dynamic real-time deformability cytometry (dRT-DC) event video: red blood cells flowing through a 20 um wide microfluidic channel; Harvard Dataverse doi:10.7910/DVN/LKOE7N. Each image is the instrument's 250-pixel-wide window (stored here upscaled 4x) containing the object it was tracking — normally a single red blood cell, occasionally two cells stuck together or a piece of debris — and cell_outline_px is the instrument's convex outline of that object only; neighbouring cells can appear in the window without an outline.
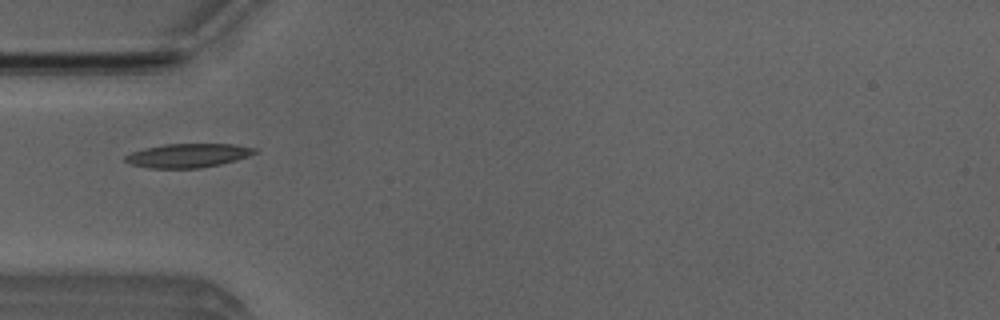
{"species": "Egyptian fruit bat (a non-hibernating species)", "species_latin": "Rousettus aegyptiacus", "temperature_condition": "room temperature", "stored_images_in_passage": 37, "camera_frame_rate_fps": 3000, "um_per_image_px": 0.085, "animal": {"sex": "male"}, "frame": {"image": 1, "passage_image": 1, "time_ms": 0.0, "image_size_px": [1000, 320], "cell_outline_px": [[260, 152], [236, 160], [220, 164], [200, 168], [148, 168], [132, 164], [124, 160], [124, 156], [132, 152], [144, 148], [164, 144], [232, 144], [256, 148]], "centroid_in_image_um": [15.99, 13.21], "position_along_channel_um": 69.0, "area_um2": 18.03}}
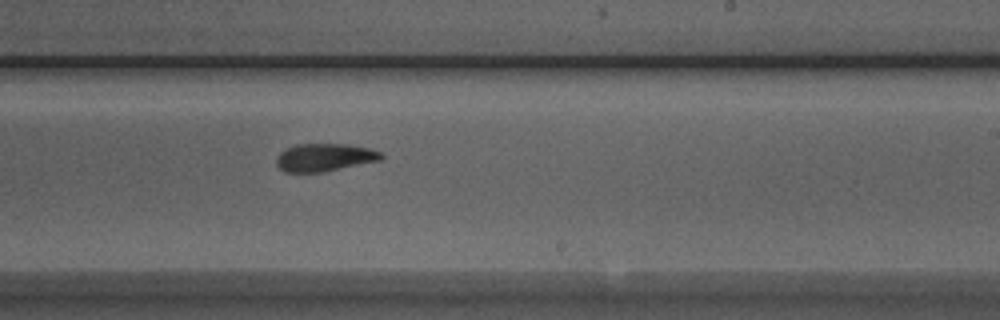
{"frame": {"image": 2, "passage_image": 16, "time_ms": 5.0, "image_size_px": [1000, 320], "cell_outline_px": [[384, 156], [380, 160], [320, 172], [284, 172], [276, 164], [276, 156], [280, 152], [296, 144], [348, 144], [368, 148], [380, 152]], "centroid_in_image_um": [27.55, 13.37], "position_along_channel_um": 261.5, "area_um2": 16.76}}
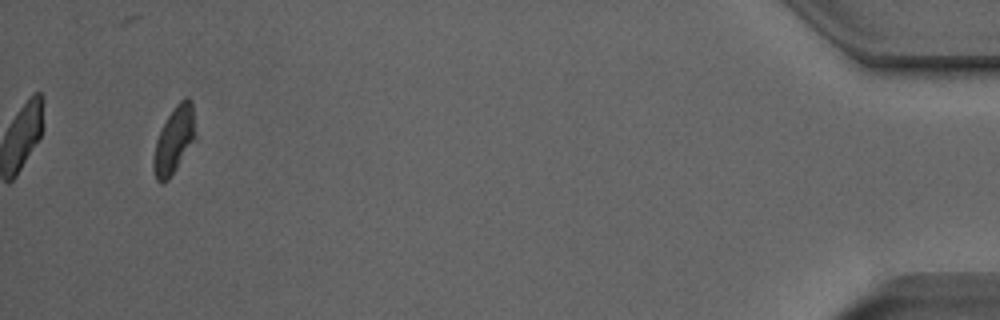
{"frame": {"image": 3, "passage_image": 35, "time_ms": 11.333, "image_size_px": [1000, 320], "cell_outline_px": [[196, 136], [176, 168], [168, 180], [160, 184], [156, 180], [152, 168], [152, 160], [156, 140], [168, 116], [176, 104], [184, 96], [188, 96], [192, 100]], "centroid_in_image_um": [14.79, 11.89], "position_along_channel_um": 420.4, "area_um2": 16.24}, "authors_computed_cell_mechanics": {"area_um2": 17.5134, "velocity_mm_per_s": 3.8458, "shape_relaxation_time_tau1_ms": 3.0273, "shape_relaxation_time_tau2_ms": 3.7152, "deformation_change_tau1": 0.1169, "deformation_change_tau2": 0.0821}}